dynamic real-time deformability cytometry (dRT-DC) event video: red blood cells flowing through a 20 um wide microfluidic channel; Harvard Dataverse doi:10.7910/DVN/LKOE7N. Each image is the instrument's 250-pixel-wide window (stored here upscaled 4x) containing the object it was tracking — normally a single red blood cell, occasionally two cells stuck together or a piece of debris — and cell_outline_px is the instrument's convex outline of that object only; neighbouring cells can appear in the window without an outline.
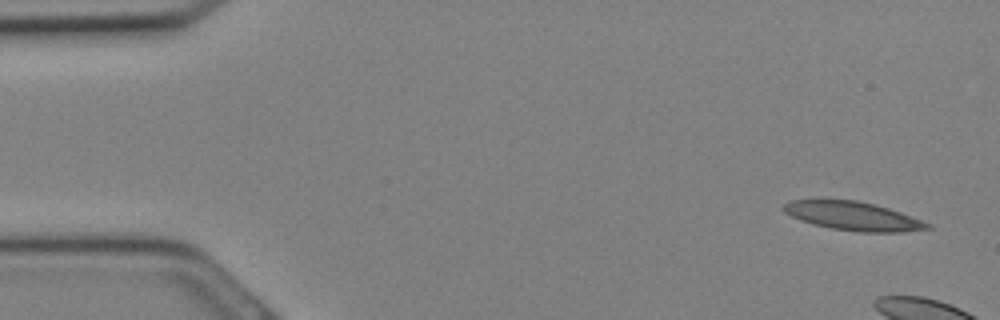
{"species": "Egyptian fruit bat (a non-hibernating species)", "species_latin": "Rousettus aegyptiacus", "temperature_condition": "cold", "stored_images_in_passage": 4, "camera_frame_rate_fps": 3000, "um_per_image_px": 0.085, "animal": {"sex": "female"}, "frame": {"image": 1, "passage_image": 1, "time_ms": 0.0, "image_size_px": [1000, 320], "cell_outline_px": [[932, 228], [900, 232], [860, 232], [832, 228], [800, 220], [784, 212], [780, 208], [784, 204], [792, 200], [856, 200], [876, 204], [900, 212], [932, 224]], "centroid_in_image_um": [72.52, 18.36], "position_along_channel_um": 12.5, "area_um2": 23.81}}